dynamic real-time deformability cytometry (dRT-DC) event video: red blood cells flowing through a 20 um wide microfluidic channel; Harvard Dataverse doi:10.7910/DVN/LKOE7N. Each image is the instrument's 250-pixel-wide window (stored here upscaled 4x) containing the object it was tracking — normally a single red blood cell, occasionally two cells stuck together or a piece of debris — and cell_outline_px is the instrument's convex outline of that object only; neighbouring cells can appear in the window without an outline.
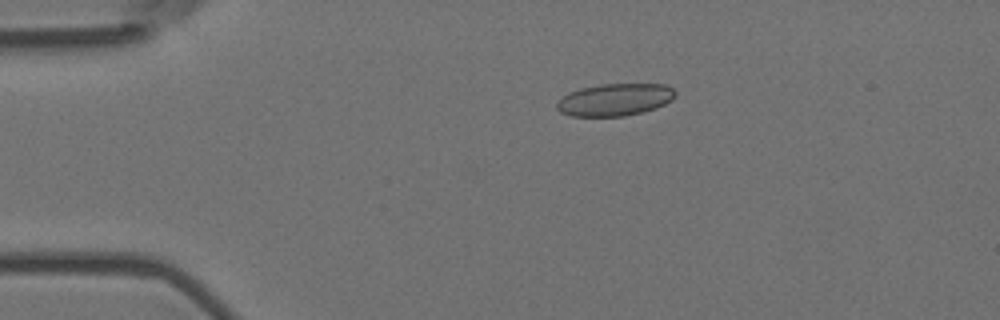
{"species": "Egyptian fruit bat (a non-hibernating species)", "species_latin": "Rousettus aegyptiacus", "temperature_condition": "room temperature", "stored_images_in_passage": 7, "camera_frame_rate_fps": 3000, "um_per_image_px": 0.085, "animal": {"sex": "female"}, "frame": {"image": 1, "passage_image": 3, "time_ms": 0.667, "image_size_px": [1000, 320], "cell_outline_px": [[676, 96], [672, 100], [656, 108], [624, 116], [572, 116], [560, 112], [556, 108], [556, 104], [568, 92], [580, 88], [600, 84], [668, 84], [676, 92]], "centroid_in_image_um": [52.28, 8.46], "position_along_channel_um": 32.7, "area_um2": 22.31}}
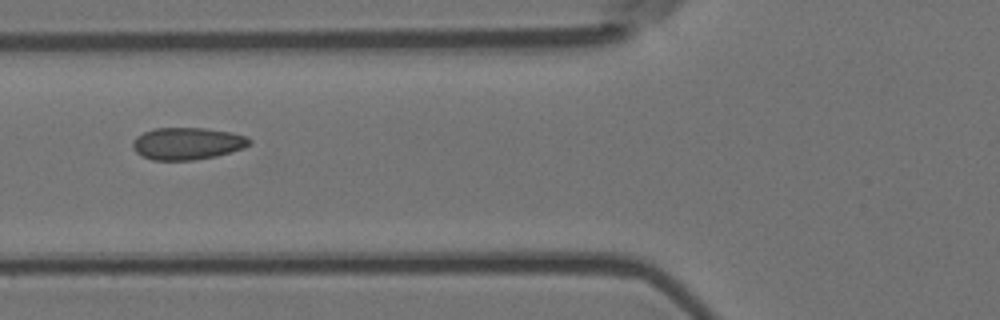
{"frame": {"image": 2, "passage_image": 6, "time_ms": 1.667, "image_size_px": [1000, 320], "cell_outline_px": [[252, 144], [244, 148], [216, 156], [196, 160], [152, 160], [140, 156], [132, 148], [132, 140], [136, 136], [144, 132], [156, 128], [204, 128], [232, 132], [248, 136], [252, 140]], "centroid_in_image_um": [15.93, 12.2], "position_along_channel_um": 109.9, "area_um2": 22.2}}
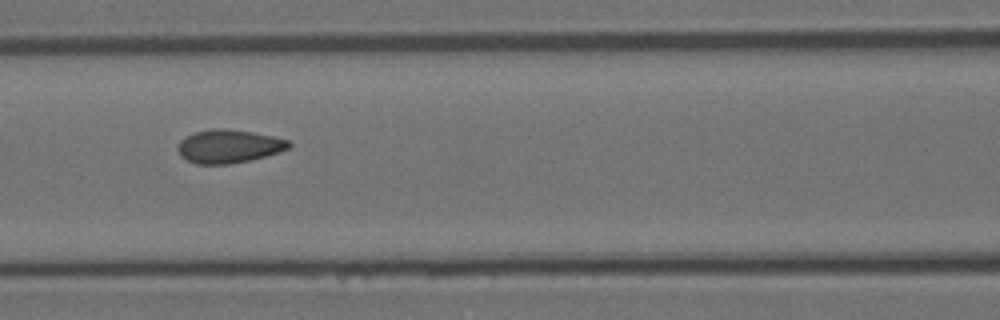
{"frame": {"image": 3, "passage_image": 7, "time_ms": 2.0, "image_size_px": [1000, 320], "cell_outline_px": [[292, 144], [288, 148], [264, 156], [248, 160], [228, 164], [196, 164], [180, 156], [176, 148], [180, 140], [196, 132], [212, 128], [220, 128], [252, 132], [272, 136], [288, 140]], "centroid_in_image_um": [19.4, 12.43], "position_along_channel_um": 147.2, "area_um2": 21.27}}